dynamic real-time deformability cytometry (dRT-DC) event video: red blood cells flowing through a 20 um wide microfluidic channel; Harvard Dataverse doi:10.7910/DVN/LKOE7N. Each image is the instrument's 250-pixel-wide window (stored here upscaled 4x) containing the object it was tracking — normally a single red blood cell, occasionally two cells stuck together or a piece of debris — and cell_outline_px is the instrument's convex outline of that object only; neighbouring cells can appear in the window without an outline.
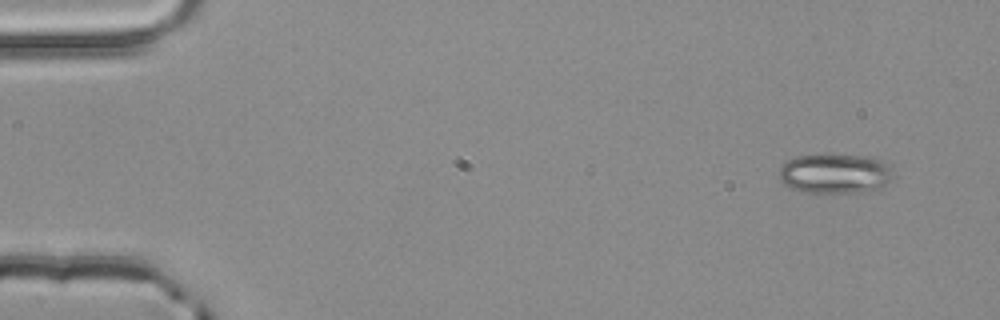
{"species": "common noctule bat (a hibernating species)", "species_latin": "Nyctalus noctula", "temperature_condition": "room temperature", "stored_images_in_passage": 4, "camera_frame_rate_fps": 3000, "um_per_image_px": 0.085, "animal": {"sex": "male", "body_mass_g": 20.4}, "frame": {"image": 1, "passage_image": 1, "time_ms": 0.0, "image_size_px": [1000, 320], "cell_outline_px": [[892, 176], [884, 184], [876, 188], [860, 192], [804, 192], [788, 188], [780, 180], [780, 168], [788, 160], [796, 156], [860, 156], [884, 160], [892, 164]], "centroid_in_image_um": [70.97, 14.76], "position_along_channel_um": 14.0, "area_um2": 25.89}}